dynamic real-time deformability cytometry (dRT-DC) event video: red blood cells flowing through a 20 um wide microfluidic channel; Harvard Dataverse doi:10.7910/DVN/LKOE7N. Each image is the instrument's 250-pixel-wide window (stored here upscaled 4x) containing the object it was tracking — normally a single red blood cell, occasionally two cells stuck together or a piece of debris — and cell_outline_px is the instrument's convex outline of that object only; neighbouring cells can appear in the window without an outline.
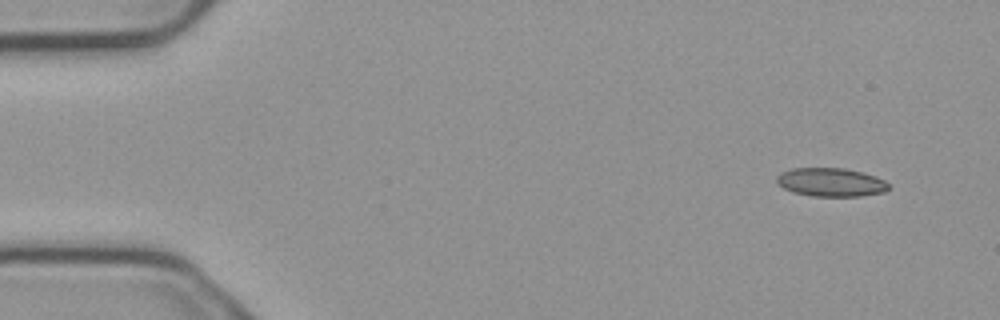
{"species": "common noctule bat (a hibernating species)", "species_latin": "Nyctalus noctula", "temperature_condition": "cold", "stored_images_in_passage": 4, "camera_frame_rate_fps": 3000, "um_per_image_px": 0.085, "animal": {"sex": "male", "body_mass_g": 23.1, "forearm_length_mm": 52.7}, "frame": {"image": 1, "passage_image": 1, "time_ms": 0.0, "image_size_px": [1000, 320], "cell_outline_px": [[888, 188], [884, 192], [860, 196], [812, 196], [792, 192], [776, 184], [776, 176], [780, 172], [792, 168], [844, 168], [864, 172], [876, 176], [884, 180], [888, 184]], "centroid_in_image_um": [70.59, 15.48], "position_along_channel_um": 14.4, "area_um2": 18.79}}